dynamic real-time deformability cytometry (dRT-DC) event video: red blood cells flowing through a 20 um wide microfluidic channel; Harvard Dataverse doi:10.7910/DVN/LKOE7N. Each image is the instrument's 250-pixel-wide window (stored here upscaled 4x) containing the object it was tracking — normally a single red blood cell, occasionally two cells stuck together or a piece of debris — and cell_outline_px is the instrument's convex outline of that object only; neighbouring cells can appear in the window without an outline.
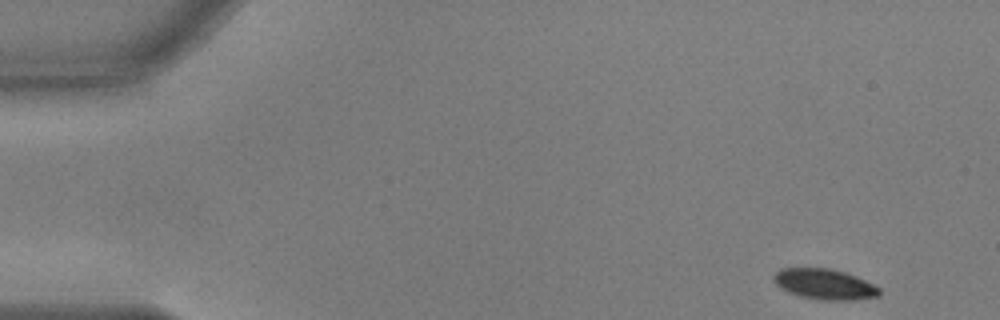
{"species": "common noctule bat (a hibernating species)", "species_latin": "Nyctalus noctula", "temperature_condition": "warm", "stored_images_in_passage": 52, "camera_frame_rate_fps": 3000, "um_per_image_px": 0.085, "animal": {"sex": "male", "body_mass_g": 17.9, "forearm_length_mm": 54.2}, "frame": {"image": 1, "passage_image": 1, "time_ms": 0.0, "image_size_px": [1000, 320], "cell_outline_px": [[880, 296], [848, 300], [820, 300], [800, 296], [788, 292], [780, 288], [776, 284], [772, 276], [780, 268], [828, 268], [844, 272], [856, 276], [880, 288]], "centroid_in_image_um": [70.06, 24.15], "position_along_channel_um": 14.9, "area_um2": 18.73}}
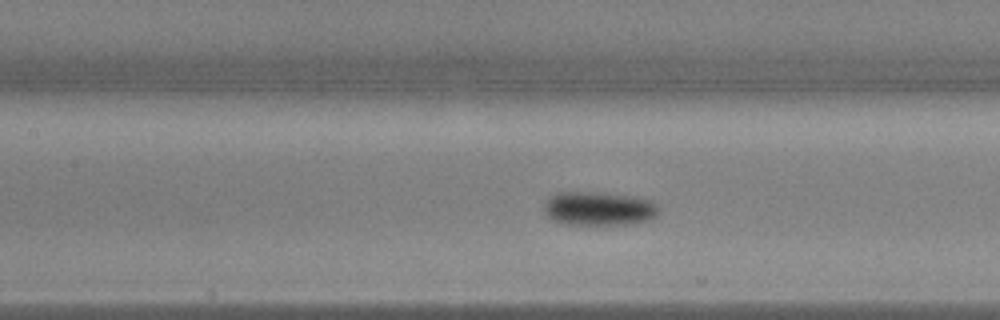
{"frame": {"image": 2, "passage_image": 22, "time_ms": 7.0, "image_size_px": [1000, 320], "cell_outline_px": [[660, 212], [656, 216], [648, 220], [636, 224], [560, 224], [548, 216], [544, 212], [544, 204], [548, 196], [556, 192], [596, 192], [632, 196], [652, 200], [660, 208]], "centroid_in_image_um": [50.91, 17.72], "position_along_channel_um": 156.5, "area_um2": 22.95}}
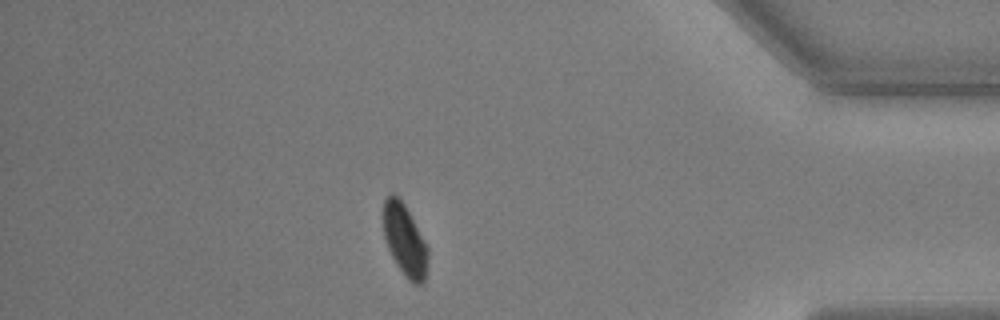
{"frame": {"image": 3, "passage_image": 45, "time_ms": 14.667, "image_size_px": [1000, 320], "cell_outline_px": [[428, 264], [424, 280], [420, 284], [412, 284], [404, 276], [396, 264], [388, 248], [384, 236], [380, 212], [384, 200], [392, 192], [404, 204], [424, 240], [428, 248]], "centroid_in_image_um": [34.36, 20.4], "position_along_channel_um": 400.8, "area_um2": 18.9}, "authors_computed_cell_mechanics": {"area_um2": 20.1433, "velocity_mm_per_s": 3.6591, "shape_relaxation_time_tau1_ms": 4.2738, "shape_relaxation_time_tau2_ms": null, "deformation_change_tau1": 0.1351, "deformation_change_tau2": null}}